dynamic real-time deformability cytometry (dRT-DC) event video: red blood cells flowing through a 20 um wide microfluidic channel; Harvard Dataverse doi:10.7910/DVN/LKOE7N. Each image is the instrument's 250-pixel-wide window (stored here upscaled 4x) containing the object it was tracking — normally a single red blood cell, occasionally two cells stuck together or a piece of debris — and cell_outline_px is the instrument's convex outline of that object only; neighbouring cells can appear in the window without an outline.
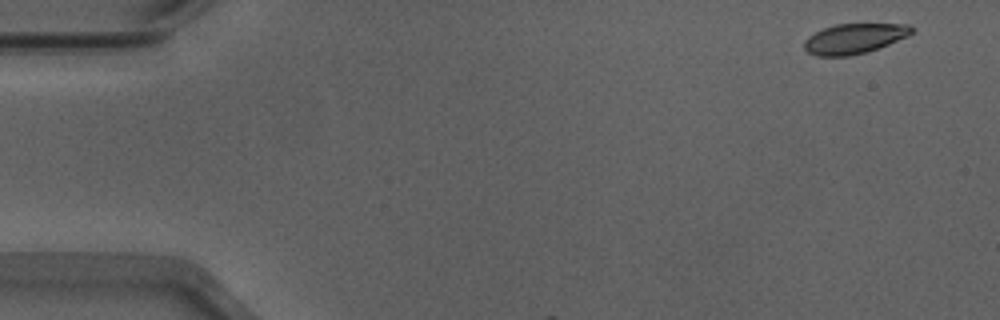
{"species": "Egyptian fruit bat (a non-hibernating species)", "species_latin": "Rousettus aegyptiacus", "temperature_condition": "warm", "stored_images_in_passage": 8, "camera_frame_rate_fps": 3000, "um_per_image_px": 0.085, "animal": {"sex": "male"}, "frame": {"image": 1, "passage_image": 2, "time_ms": 0.333, "image_size_px": [1000, 320], "cell_outline_px": [[916, 28], [908, 36], [868, 52], [848, 56], [816, 56], [808, 52], [804, 48], [804, 40], [808, 36], [824, 28], [836, 24], [908, 24]], "centroid_in_image_um": [72.62, 3.28], "position_along_channel_um": 12.4, "area_um2": 18.84}}